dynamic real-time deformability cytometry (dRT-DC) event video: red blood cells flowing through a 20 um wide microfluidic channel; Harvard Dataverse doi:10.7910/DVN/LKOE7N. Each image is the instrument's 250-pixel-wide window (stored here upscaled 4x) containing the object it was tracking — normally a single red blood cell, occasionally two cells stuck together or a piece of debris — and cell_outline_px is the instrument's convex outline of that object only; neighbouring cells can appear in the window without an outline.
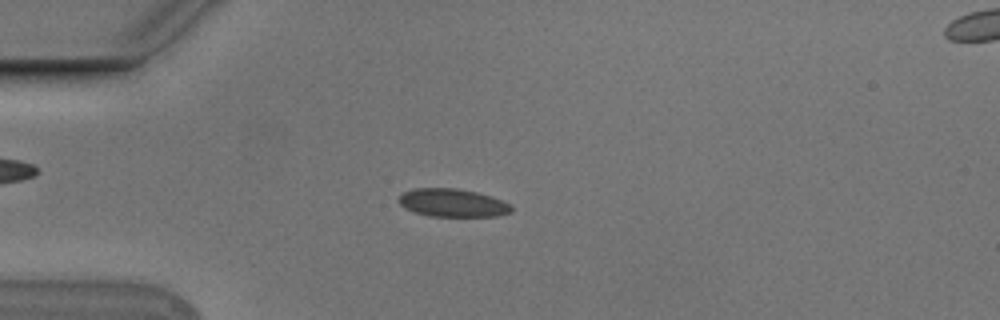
{"species": "Egyptian fruit bat (a non-hibernating species)", "species_latin": "Rousettus aegyptiacus", "temperature_condition": "cold", "stored_images_in_passage": 12, "camera_frame_rate_fps": 3000, "um_per_image_px": 0.085, "animal": {"sex": "male"}, "frame": {"image": 1, "passage_image": 8, "time_ms": 2.333, "image_size_px": [1000, 320], "cell_outline_px": [[512, 212], [500, 216], [428, 216], [404, 208], [396, 200], [404, 192], [416, 188], [456, 188], [476, 192], [492, 196], [508, 204], [512, 208]], "centroid_in_image_um": [38.45, 17.24], "position_along_channel_um": 46.5, "area_um2": 18.38}}